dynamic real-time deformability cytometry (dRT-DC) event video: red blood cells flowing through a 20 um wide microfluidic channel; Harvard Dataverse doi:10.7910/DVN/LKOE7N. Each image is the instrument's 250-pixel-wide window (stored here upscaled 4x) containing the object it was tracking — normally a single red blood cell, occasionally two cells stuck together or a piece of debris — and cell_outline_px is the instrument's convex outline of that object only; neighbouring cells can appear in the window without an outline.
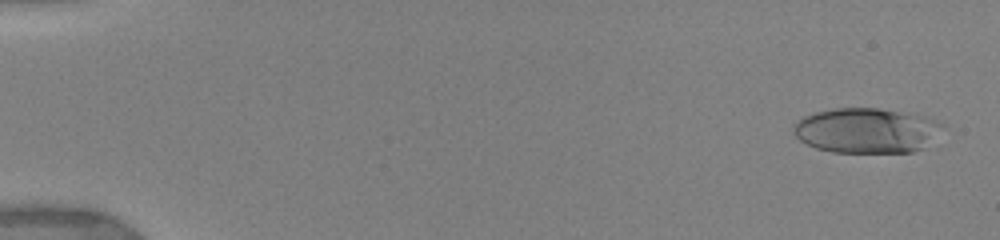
{"species": "human", "species_latin": "Homo sapiens", "temperature_condition": "warm", "stored_images_in_passage": 64, "camera_frame_rate_fps": 3000, "um_per_image_px": 0.085, "donor": {"sex": "female"}, "frame": {"image": 1, "passage_image": 2, "time_ms": 0.333, "image_size_px": [1000, 240], "cell_outline_px": [[940, 124], [924, 148], [912, 152], [832, 152], [816, 148], [800, 140], [796, 136], [792, 128], [804, 116], [816, 112], [836, 108], [876, 108], [924, 116]], "centroid_in_image_um": [73.55, 11.1], "position_along_channel_um": 11.4, "area_um2": 38.09}}
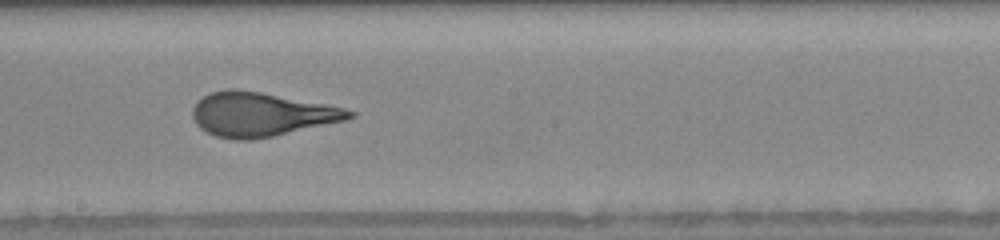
{"frame": {"image": 2, "passage_image": 39, "time_ms": 9.667, "image_size_px": [1000, 240], "cell_outline_px": [[356, 116], [344, 120], [272, 136], [252, 140], [236, 140], [216, 136], [200, 128], [196, 124], [192, 116], [192, 108], [204, 96], [212, 92], [228, 88], [236, 88], [260, 92], [324, 104], [344, 108], [356, 112]], "centroid_in_image_um": [22.16, 9.72], "position_along_channel_um": 226.0, "area_um2": 39.71}}
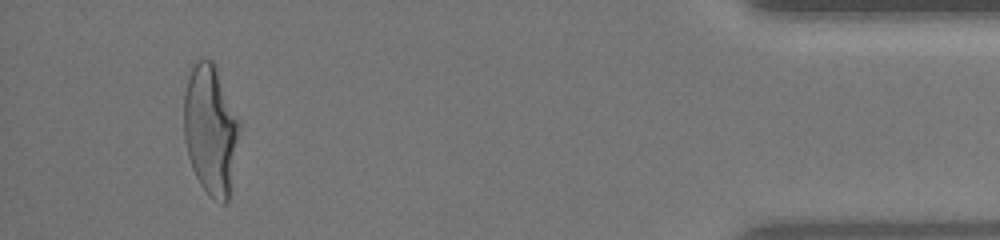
{"frame": {"image": 3, "passage_image": 58, "time_ms": 16.0, "image_size_px": [1000, 240], "cell_outline_px": [[240, 128], [228, 200], [224, 204], [208, 196], [200, 184], [192, 168], [188, 156], [184, 140], [184, 92], [192, 60], [212, 60], [240, 124]], "centroid_in_image_um": [17.86, 11.03], "position_along_channel_um": 417.3, "area_um2": 41.62}, "authors_computed_cell_mechanics": {"area_um2": 39.1017, "velocity_mm_per_s": 3.9425, "shape_relaxation_time_tau1_ms": 6.2981, "shape_relaxation_time_tau2_ms": 0.7937, "deformation_change_tau1": 0.275, "deformation_change_tau2": 0.0969}}